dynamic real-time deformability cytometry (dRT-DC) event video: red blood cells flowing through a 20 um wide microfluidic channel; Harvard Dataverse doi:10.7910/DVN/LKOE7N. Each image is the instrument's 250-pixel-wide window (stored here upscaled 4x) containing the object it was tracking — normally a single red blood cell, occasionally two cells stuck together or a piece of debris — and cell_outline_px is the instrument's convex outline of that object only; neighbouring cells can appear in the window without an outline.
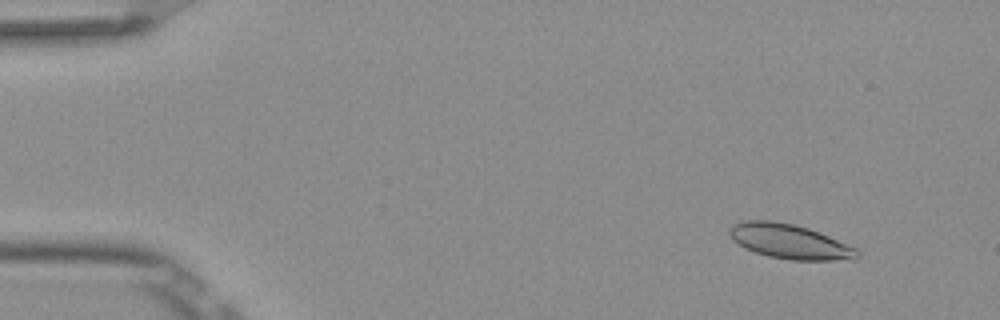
{"species": "Egyptian fruit bat (a non-hibernating species)", "species_latin": "Rousettus aegyptiacus", "temperature_condition": "room temperature", "stored_images_in_passage": 4, "camera_frame_rate_fps": 3000, "um_per_image_px": 0.085, "frame": {"image": 1, "passage_image": 2, "time_ms": 0.333, "image_size_px": [1000, 320], "cell_outline_px": [[860, 256], [856, 260], [792, 260], [768, 256], [744, 248], [732, 240], [728, 232], [728, 228], [732, 224], [744, 220], [772, 220], [792, 224], [808, 228], [828, 236], [856, 248], [860, 252]], "centroid_in_image_um": [67.1, 20.53], "position_along_channel_um": 17.9, "area_um2": 25.89}}